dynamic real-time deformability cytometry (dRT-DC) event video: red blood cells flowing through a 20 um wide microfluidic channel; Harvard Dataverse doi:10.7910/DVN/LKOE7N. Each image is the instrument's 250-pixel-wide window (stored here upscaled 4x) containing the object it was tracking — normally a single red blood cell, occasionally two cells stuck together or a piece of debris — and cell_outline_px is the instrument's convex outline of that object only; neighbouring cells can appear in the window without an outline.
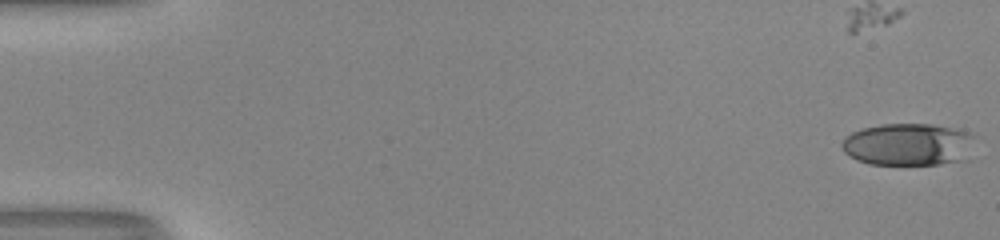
{"species": "human", "species_latin": "Homo sapiens", "temperature_condition": "room temperature", "stored_images_in_passage": 52, "camera_frame_rate_fps": 3000, "um_per_image_px": 0.085, "donor": {"sex": "male"}, "frame": {"image": 1, "passage_image": 1, "time_ms": 0.0, "image_size_px": [1000, 240], "cell_outline_px": [[976, 136], [972, 160], [940, 164], [868, 164], [856, 160], [844, 152], [840, 144], [844, 136], [852, 132], [864, 128], [884, 124], [932, 124], [968, 132]], "centroid_in_image_um": [77.28, 12.3], "position_along_channel_um": 7.7, "area_um2": 33.58}}
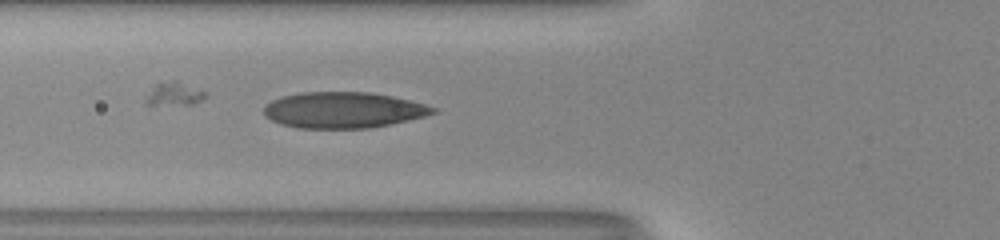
{"frame": {"image": 2, "passage_image": 21, "time_ms": 6.667, "image_size_px": [1000, 240], "cell_outline_px": [[436, 112], [424, 116], [408, 120], [368, 128], [296, 128], [280, 124], [264, 116], [264, 104], [280, 96], [300, 92], [372, 92], [392, 96], [424, 104], [436, 108]], "centroid_in_image_um": [29.11, 9.35], "position_along_channel_um": 96.7, "area_um2": 35.49}}
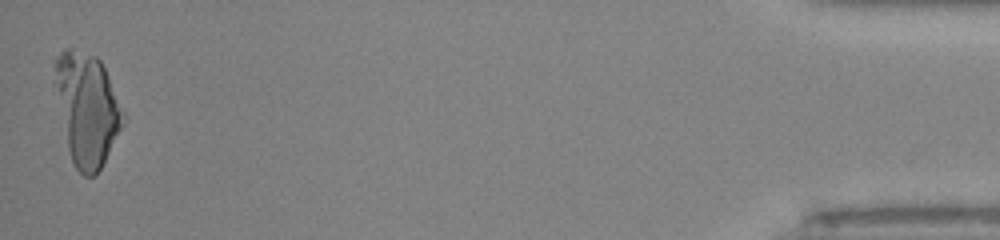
{"frame": {"image": 3, "passage_image": 52, "time_ms": 17.0, "image_size_px": [1000, 240], "cell_outline_px": [[124, 124], [100, 168], [92, 176], [84, 176], [76, 168], [72, 160], [68, 148], [52, 84], [52, 60], [64, 48], [72, 48], [96, 56], [100, 60], [108, 76], [124, 112]], "centroid_in_image_um": [7.33, 9.19], "position_along_channel_um": 427.9, "area_um2": 45.03}, "authors_computed_cell_mechanics": {"area_um2": 34.3043, "velocity_mm_per_s": 4.0801, "shape_relaxation_time_tau1_ms": 8.4272, "shape_relaxation_time_tau2_ms": 1.1482, "deformation_change_tau1": 0.2515, "deformation_change_tau2": 0.0799}}